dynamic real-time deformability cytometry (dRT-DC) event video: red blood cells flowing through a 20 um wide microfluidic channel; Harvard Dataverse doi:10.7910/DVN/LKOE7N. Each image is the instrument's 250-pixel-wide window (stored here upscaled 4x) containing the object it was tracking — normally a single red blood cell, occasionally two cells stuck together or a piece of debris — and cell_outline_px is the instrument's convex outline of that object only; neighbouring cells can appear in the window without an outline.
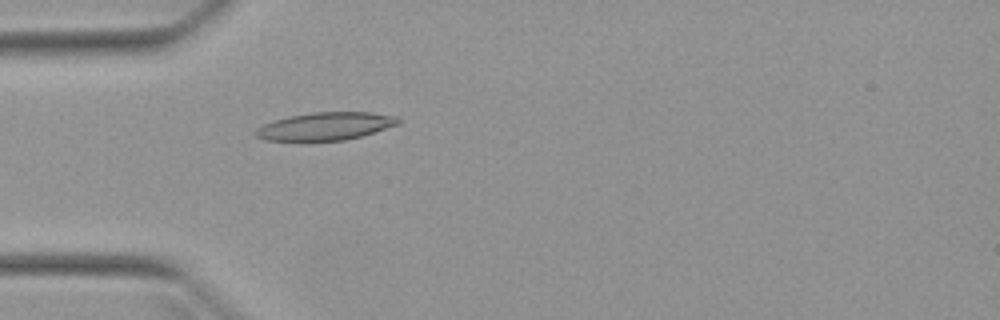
{"species": "Egyptian fruit bat (a non-hibernating species)", "species_latin": "Rousettus aegyptiacus", "temperature_condition": "warm", "stored_images_in_passage": 41, "camera_frame_rate_fps": 3000, "um_per_image_px": 0.085, "animal": {"sex": "female"}, "frame": {"image": 1, "passage_image": 5, "time_ms": 1.333, "image_size_px": [1000, 320], "cell_outline_px": [[400, 124], [360, 136], [344, 140], [264, 140], [256, 136], [252, 132], [256, 128], [264, 124], [288, 116], [312, 112], [372, 112], [396, 116], [400, 120]], "centroid_in_image_um": [27.66, 10.72], "position_along_channel_um": 57.3, "area_um2": 22.95}}
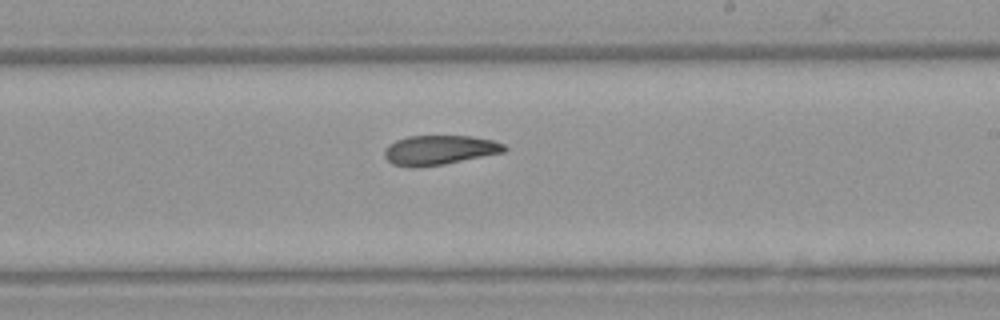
{"frame": {"image": 2, "passage_image": 20, "time_ms": 6.333, "image_size_px": [1000, 320], "cell_outline_px": [[508, 148], [504, 152], [444, 164], [412, 168], [392, 164], [384, 156], [384, 148], [388, 144], [396, 140], [408, 136], [472, 136], [492, 140], [504, 144]], "centroid_in_image_um": [37.32, 12.75], "position_along_channel_um": 251.7, "area_um2": 20.69}}
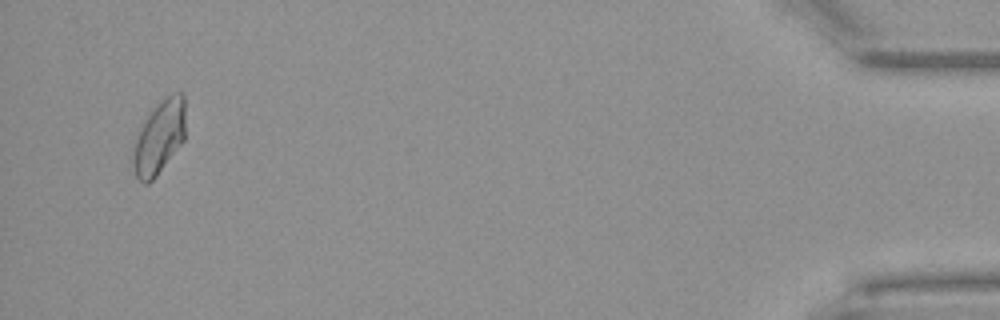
{"frame": {"image": 3, "passage_image": 39, "time_ms": 12.667, "image_size_px": [1000, 320], "cell_outline_px": [[184, 140], [156, 176], [148, 184], [144, 184], [136, 176], [132, 164], [132, 148], [136, 136], [144, 120], [160, 100], [172, 92], [180, 92], [184, 96]], "centroid_in_image_um": [13.51, 11.66], "position_along_channel_um": 421.7, "area_um2": 22.43}, "authors_computed_cell_mechanics": {"area_um2": 21.386, "velocity_mm_per_s": 3.9769, "shape_relaxation_time_tau1_ms": null, "shape_relaxation_time_tau2_ms": 5.8859, "deformation_change_tau1": null, "deformation_change_tau2": 0.1325}}